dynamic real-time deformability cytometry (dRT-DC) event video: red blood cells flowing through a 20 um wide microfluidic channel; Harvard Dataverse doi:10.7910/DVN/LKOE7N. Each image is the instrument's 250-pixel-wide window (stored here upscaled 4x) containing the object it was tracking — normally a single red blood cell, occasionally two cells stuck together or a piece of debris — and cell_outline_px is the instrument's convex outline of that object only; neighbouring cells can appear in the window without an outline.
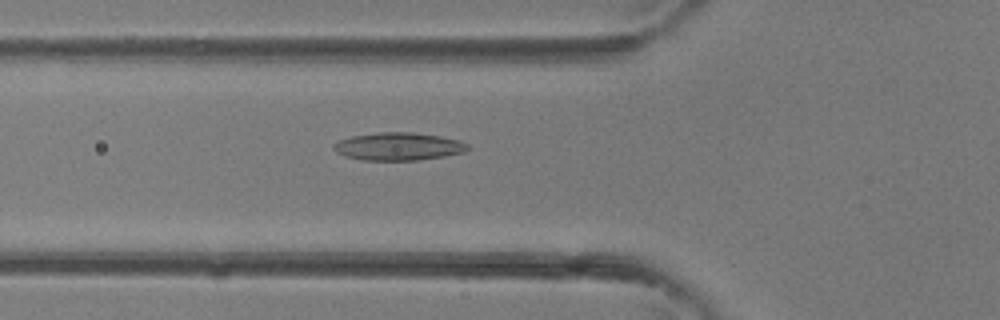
{"species": "common noctule bat (a hibernating species)", "species_latin": "Nyctalus noctula", "temperature_condition": "room temperature", "stored_images_in_passage": 34, "camera_frame_rate_fps": 3000, "um_per_image_px": 0.085, "animal": {"sex": "female"}, "frame": {"image": 1, "passage_image": 9, "time_ms": 2.667, "image_size_px": [1000, 320], "cell_outline_px": [[468, 148], [464, 152], [444, 156], [416, 160], [360, 160], [344, 156], [336, 152], [332, 148], [332, 144], [340, 140], [352, 136], [380, 132], [412, 132], [440, 136], [460, 140], [468, 144]], "centroid_in_image_um": [33.84, 12.45], "position_along_channel_um": 92.0, "area_um2": 21.73}}
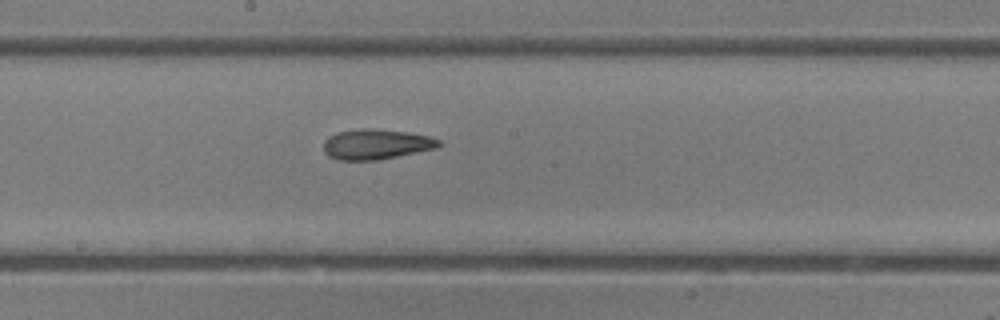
{"frame": {"image": 2, "passage_image": 16, "time_ms": 5.0, "image_size_px": [1000, 320], "cell_outline_px": [[440, 144], [436, 148], [376, 160], [336, 160], [328, 156], [324, 152], [324, 140], [328, 136], [336, 132], [360, 128], [368, 128], [408, 132], [432, 136], [440, 140]], "centroid_in_image_um": [31.93, 12.25], "position_along_channel_um": 216.3, "area_um2": 20.35}}
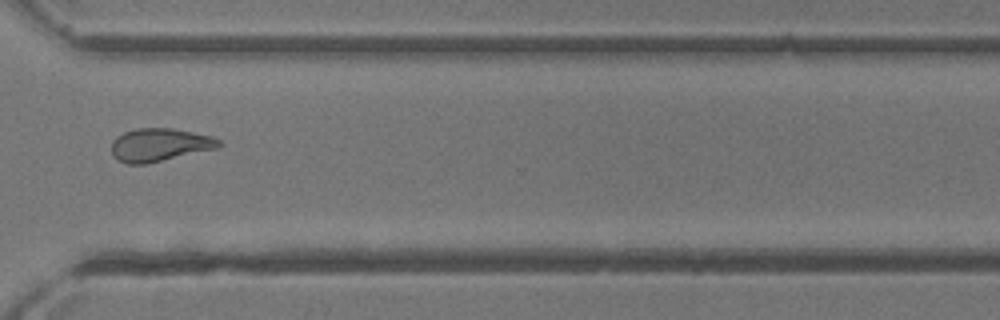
{"frame": {"image": 3, "passage_image": 24, "time_ms": 7.667, "image_size_px": [1000, 320], "cell_outline_px": [[224, 144], [220, 148], [144, 164], [128, 164], [116, 160], [112, 156], [112, 140], [116, 136], [124, 132], [136, 128], [172, 128], [212, 136], [220, 140]], "centroid_in_image_um": [13.58, 12.31], "position_along_channel_um": 357.0, "area_um2": 20.92}}